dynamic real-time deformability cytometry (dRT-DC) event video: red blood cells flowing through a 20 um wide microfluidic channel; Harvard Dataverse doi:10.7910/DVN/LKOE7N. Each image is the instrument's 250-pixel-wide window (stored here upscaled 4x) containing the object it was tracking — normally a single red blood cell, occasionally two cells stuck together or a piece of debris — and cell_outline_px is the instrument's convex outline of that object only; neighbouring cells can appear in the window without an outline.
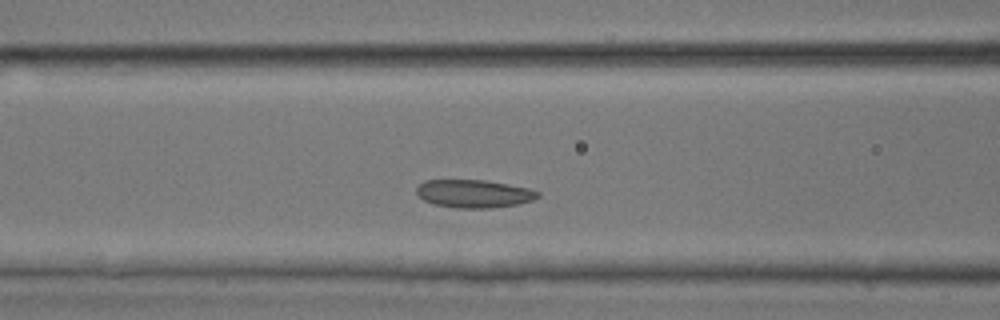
{"species": "common noctule bat (a hibernating species)", "species_latin": "Nyctalus noctula", "temperature_condition": "room temperature", "stored_images_in_passage": 33, "camera_frame_rate_fps": 3000, "um_per_image_px": 0.085, "animal": {"sex": "male", "body_mass_g": 17.9, "forearm_length_mm": 54.2}, "frame": {"image": 1, "passage_image": 5, "time_ms": 1.333, "image_size_px": [1000, 320], "cell_outline_px": [[540, 196], [532, 200], [520, 204], [488, 208], [456, 208], [432, 204], [424, 200], [416, 192], [416, 188], [424, 180], [484, 180], [528, 188], [540, 192]], "centroid_in_image_um": [40.28, 16.47], "position_along_channel_um": 126.3, "area_um2": 19.77}}
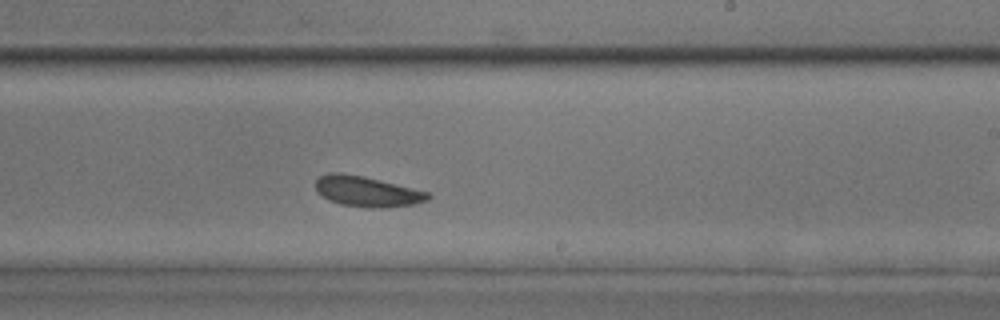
{"frame": {"image": 2, "passage_image": 14, "time_ms": 4.333, "image_size_px": [1000, 320], "cell_outline_px": [[432, 196], [428, 200], [416, 204], [388, 208], [368, 208], [340, 204], [328, 200], [320, 196], [316, 192], [316, 180], [320, 176], [328, 172], [340, 172], [364, 176], [428, 192]], "centroid_in_image_um": [31.17, 16.28], "position_along_channel_um": 257.8, "area_um2": 20.23}}
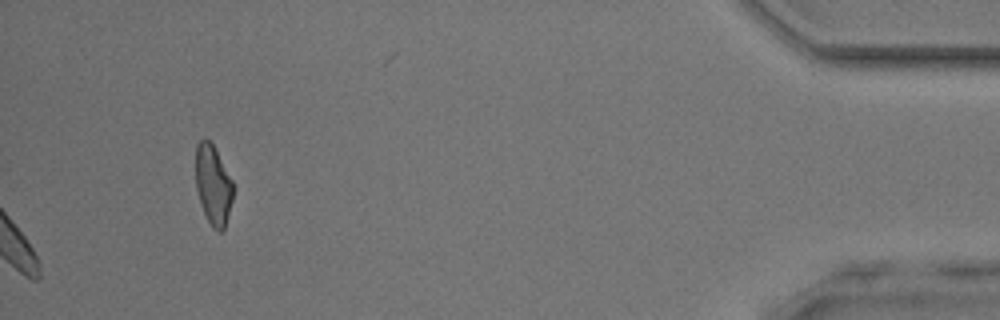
{"frame": {"image": 3, "passage_image": 33, "time_ms": 10.667, "image_size_px": [1000, 320], "cell_outline_px": [[236, 188], [224, 228], [220, 232], [212, 228], [204, 212], [196, 188], [196, 144], [204, 136], [212, 144], [232, 180]], "centroid_in_image_um": [18.13, 15.71], "position_along_channel_um": 417.1, "area_um2": 17.34}}